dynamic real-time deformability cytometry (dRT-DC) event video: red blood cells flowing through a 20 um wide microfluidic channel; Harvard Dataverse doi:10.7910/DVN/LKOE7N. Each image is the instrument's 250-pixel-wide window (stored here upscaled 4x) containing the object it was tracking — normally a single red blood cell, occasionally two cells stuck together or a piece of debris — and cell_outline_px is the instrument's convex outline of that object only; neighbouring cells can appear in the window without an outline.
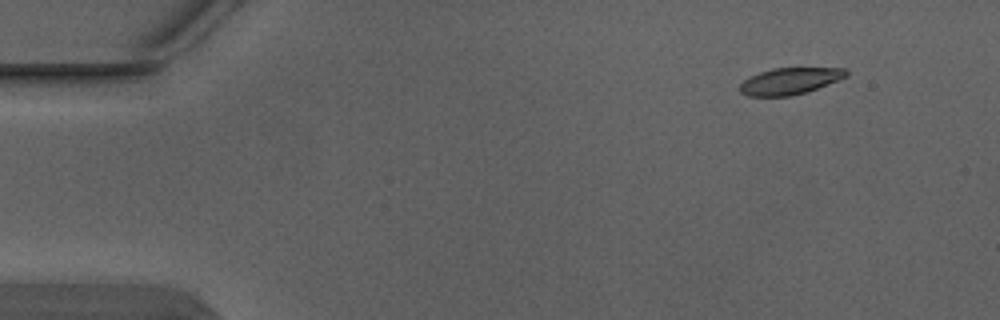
{"species": "Egyptian fruit bat (a non-hibernating species)", "species_latin": "Rousettus aegyptiacus", "temperature_condition": "warm", "stored_images_in_passage": 4, "camera_frame_rate_fps": 3000, "um_per_image_px": 0.085, "animal": {"sex": "male"}, "frame": {"image": 1, "passage_image": 1, "time_ms": 0.0, "image_size_px": [1000, 320], "cell_outline_px": [[848, 76], [816, 88], [792, 96], [748, 96], [740, 92], [740, 84], [744, 80], [760, 72], [772, 68], [844, 68], [848, 72]], "centroid_in_image_um": [67.12, 6.89], "position_along_channel_um": 17.9, "area_um2": 16.24}}
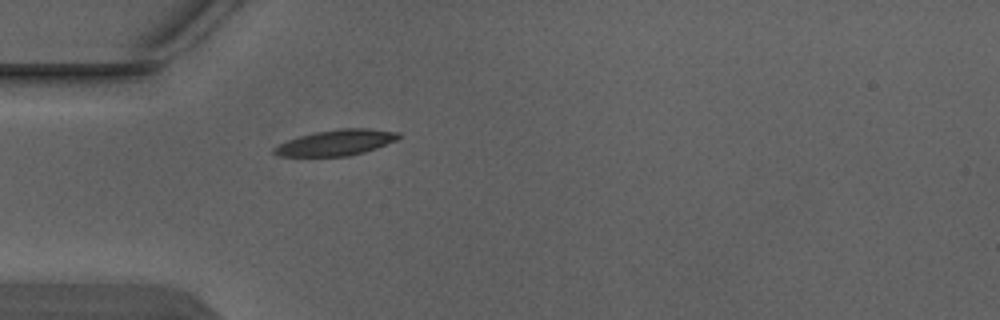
{"frame": {"image": 2, "passage_image": 4, "time_ms": 1.0, "image_size_px": [1000, 320], "cell_outline_px": [[400, 136], [396, 140], [376, 148], [364, 152], [348, 156], [280, 156], [272, 152], [272, 148], [288, 140], [300, 136], [316, 132], [340, 128], [368, 128], [400, 132]], "centroid_in_image_um": [28.58, 12.12], "position_along_channel_um": 56.4, "area_um2": 18.55}}